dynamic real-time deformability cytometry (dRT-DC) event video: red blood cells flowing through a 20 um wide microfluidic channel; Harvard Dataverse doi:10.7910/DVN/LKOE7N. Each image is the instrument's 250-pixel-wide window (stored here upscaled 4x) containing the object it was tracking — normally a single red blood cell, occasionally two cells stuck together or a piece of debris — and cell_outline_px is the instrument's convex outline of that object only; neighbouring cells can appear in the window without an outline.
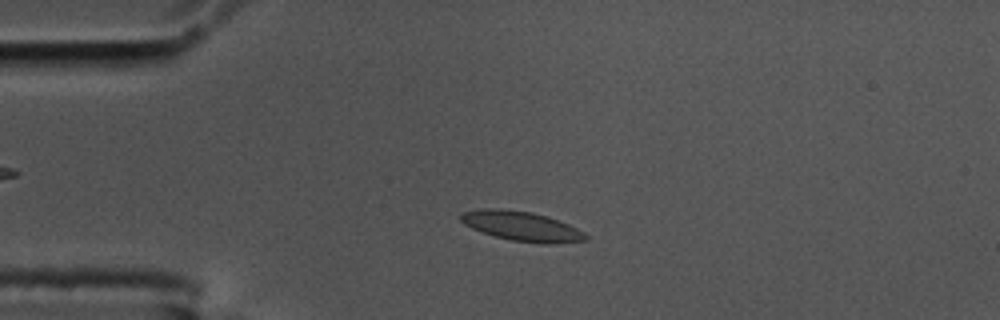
{"species": "common noctule bat (a hibernating species)", "species_latin": "Nyctalus noctula", "temperature_condition": "cold", "stored_images_in_passage": 45, "camera_frame_rate_fps": 3000, "um_per_image_px": 0.085, "animal": {"sex": "male", "body_mass_g": 17.5, "forearm_length_mm": 52.3}, "frame": {"image": 1, "passage_image": 2, "time_ms": 0.333, "image_size_px": [1000, 320], "cell_outline_px": [[588, 240], [548, 244], [512, 240], [496, 236], [472, 228], [464, 224], [460, 220], [460, 212], [484, 208], [500, 208], [532, 212], [548, 216], [568, 224], [584, 232], [588, 236]], "centroid_in_image_um": [44.34, 19.21], "position_along_channel_um": 40.7, "area_um2": 21.44}}
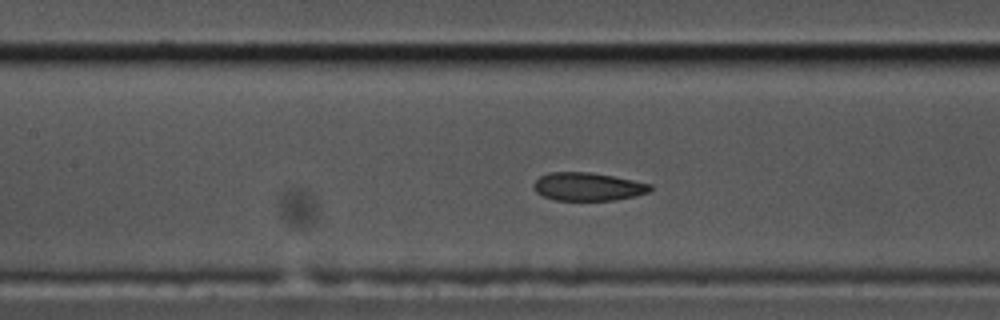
{"frame": {"image": 2, "passage_image": 14, "time_ms": 4.333, "image_size_px": [1000, 320], "cell_outline_px": [[652, 188], [648, 192], [632, 196], [612, 200], [556, 200], [544, 196], [536, 192], [532, 184], [540, 176], [548, 172], [588, 172], [612, 176], [652, 184]], "centroid_in_image_um": [49.93, 15.86], "position_along_channel_um": 157.5, "area_um2": 18.9}}
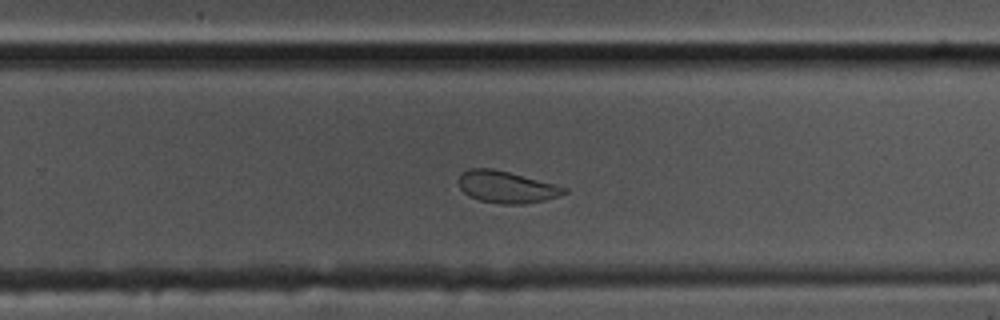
{"frame": {"image": 3, "passage_image": 25, "time_ms": 8.0, "image_size_px": [1000, 320], "cell_outline_px": [[568, 192], [544, 200], [524, 204], [500, 204], [480, 200], [468, 196], [460, 188], [456, 180], [460, 172], [468, 168], [492, 168], [556, 184], [568, 188]], "centroid_in_image_um": [42.99, 15.88], "position_along_channel_um": 286.8, "area_um2": 19.77}, "authors_computed_cell_mechanics": {"area_um2": 20.4034, "velocity_mm_per_s": 3.5362, "shape_relaxation_time_tau1_ms": 10.5033, "shape_relaxation_time_tau2_ms": 1.4823, "deformation_change_tau1": 0.1808, "deformation_change_tau2": 0.0611}}